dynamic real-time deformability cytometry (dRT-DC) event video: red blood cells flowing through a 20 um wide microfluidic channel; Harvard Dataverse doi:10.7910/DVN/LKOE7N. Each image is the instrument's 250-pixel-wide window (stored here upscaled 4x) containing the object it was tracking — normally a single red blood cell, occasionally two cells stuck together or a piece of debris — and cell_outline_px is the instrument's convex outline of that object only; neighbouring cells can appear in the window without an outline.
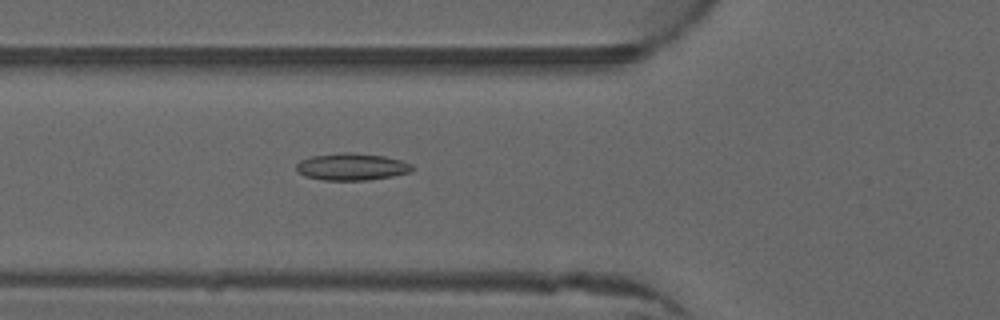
{"species": "common noctule bat (a hibernating species)", "species_latin": "Nyctalus noctula", "temperature_condition": "warm", "stored_images_in_passage": 51, "camera_frame_rate_fps": 3000, "um_per_image_px": 0.085, "animal": {"sex": "male", "forearm_length_mm": 52.5}, "frame": {"image": 1, "passage_image": 19, "time_ms": 6.0, "image_size_px": [1000, 320], "cell_outline_px": [[416, 168], [412, 172], [392, 176], [368, 180], [324, 180], [304, 176], [296, 172], [296, 164], [300, 160], [312, 156], [340, 152], [344, 152], [384, 156], [400, 160], [412, 164]], "centroid_in_image_um": [29.9, 14.18], "position_along_channel_um": 95.9, "area_um2": 18.38}}
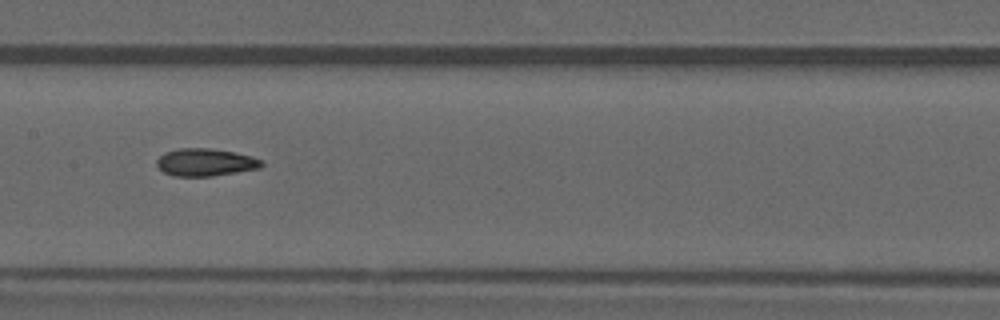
{"frame": {"image": 2, "passage_image": 26, "time_ms": 8.333, "image_size_px": [1000, 320], "cell_outline_px": [[264, 164], [260, 168], [212, 176], [172, 176], [164, 172], [156, 164], [156, 160], [164, 152], [180, 148], [208, 148], [236, 152], [252, 156], [264, 160]], "centroid_in_image_um": [17.48, 13.79], "position_along_channel_um": 189.9, "area_um2": 16.94}}
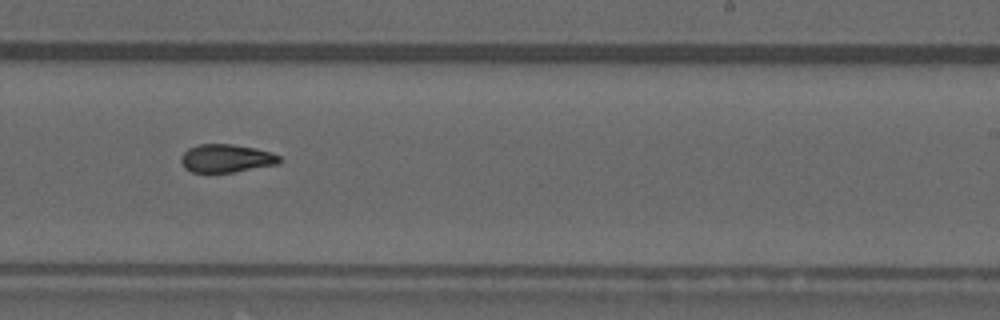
{"frame": {"image": 3, "passage_image": 32, "time_ms": 10.333, "image_size_px": [1000, 320], "cell_outline_px": [[280, 164], [232, 172], [192, 172], [184, 168], [180, 160], [180, 156], [188, 148], [196, 144], [232, 144], [256, 148], [272, 152], [280, 156]], "centroid_in_image_um": [19.23, 13.45], "position_along_channel_um": 269.8, "area_um2": 16.3}, "authors_computed_cell_mechanics": {"area_um2": 16.9354, "velocity_mm_per_s": 4.0182, "shape_relaxation_time_tau1_ms": null, "shape_relaxation_time_tau2_ms": 3.1886, "deformation_change_tau1": null, "deformation_change_tau2": 0.096}}